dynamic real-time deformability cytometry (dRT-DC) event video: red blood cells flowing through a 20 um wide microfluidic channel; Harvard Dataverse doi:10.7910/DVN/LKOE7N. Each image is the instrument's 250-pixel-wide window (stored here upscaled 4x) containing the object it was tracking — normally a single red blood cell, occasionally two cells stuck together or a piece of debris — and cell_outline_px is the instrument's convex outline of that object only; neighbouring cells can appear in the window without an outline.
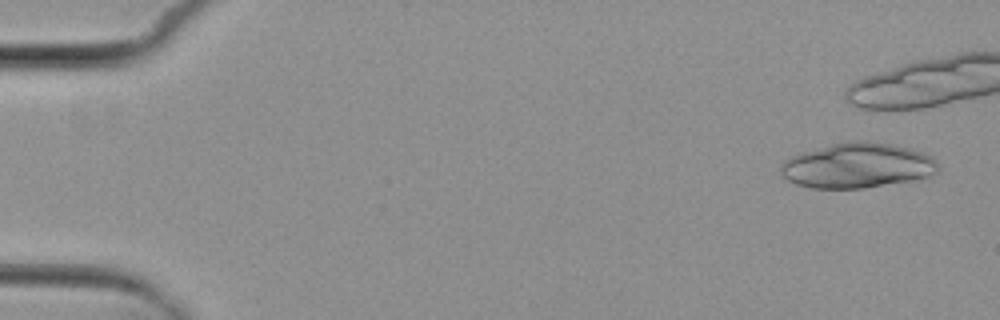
{"species": "common noctule bat (a hibernating species)", "species_latin": "Nyctalus noctula", "temperature_condition": "cold", "stored_images_in_passage": 7, "camera_frame_rate_fps": 3000, "um_per_image_px": 0.085, "animal": {"sex": "female", "body_mass_g": 29.2, "forearm_length_mm": 56.3}, "frame": {"image": 1, "passage_image": 1, "time_ms": 0.0, "image_size_px": [1000, 320], "cell_outline_px": [[940, 164], [936, 172], [928, 176], [916, 180], [864, 188], [812, 188], [796, 184], [788, 180], [780, 172], [780, 164], [784, 160], [792, 156], [804, 152], [832, 144], [848, 140], [860, 140], [892, 144], [912, 148], [924, 152], [932, 156]], "centroid_in_image_um": [72.92, 14.07], "position_along_channel_um": 12.1, "area_um2": 41.56}}